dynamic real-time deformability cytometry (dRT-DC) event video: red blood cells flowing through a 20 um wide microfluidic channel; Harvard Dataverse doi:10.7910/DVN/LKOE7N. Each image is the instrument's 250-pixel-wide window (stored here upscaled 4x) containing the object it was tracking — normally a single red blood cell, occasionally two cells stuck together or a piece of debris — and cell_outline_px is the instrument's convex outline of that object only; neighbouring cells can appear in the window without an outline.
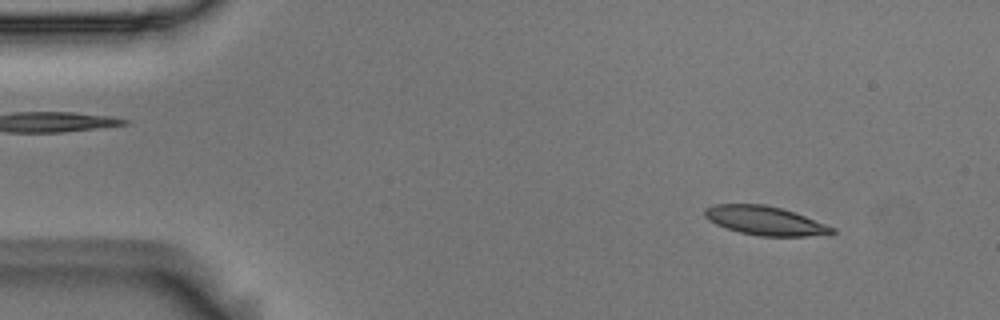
{"species": "Egyptian fruit bat (a non-hibernating species)", "species_latin": "Rousettus aegyptiacus", "temperature_condition": "room temperature", "stored_images_in_passage": 52, "camera_frame_rate_fps": 3000, "um_per_image_px": 0.085, "animal": {"sex": "male"}, "frame": {"image": 1, "passage_image": 3, "time_ms": 0.667, "image_size_px": [1000, 320], "cell_outline_px": [[836, 232], [804, 236], [760, 236], [740, 232], [716, 224], [708, 220], [704, 216], [704, 208], [712, 204], [764, 204], [780, 208], [804, 216], [836, 228]], "centroid_in_image_um": [64.97, 18.74], "position_along_channel_um": 20.0, "area_um2": 21.15}}
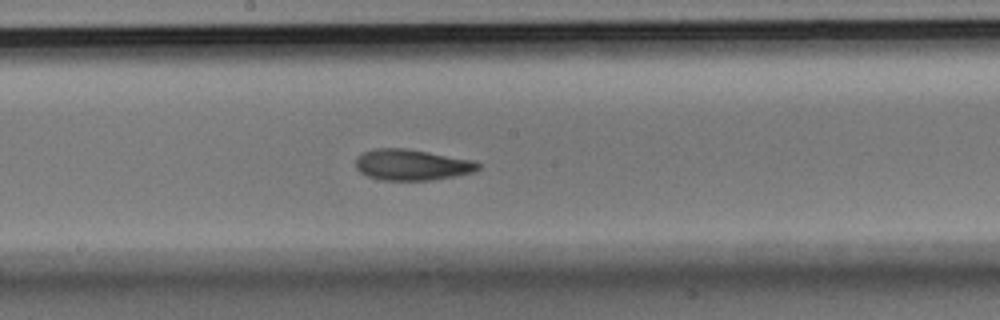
{"frame": {"image": 2, "passage_image": 26, "time_ms": 8.333, "image_size_px": [1000, 320], "cell_outline_px": [[480, 168], [476, 172], [432, 180], [380, 180], [368, 176], [360, 172], [356, 168], [356, 156], [364, 152], [376, 148], [404, 148], [428, 152], [472, 160], [480, 164]], "centroid_in_image_um": [35.0, 14.01], "position_along_channel_um": 213.2, "area_um2": 22.08}}
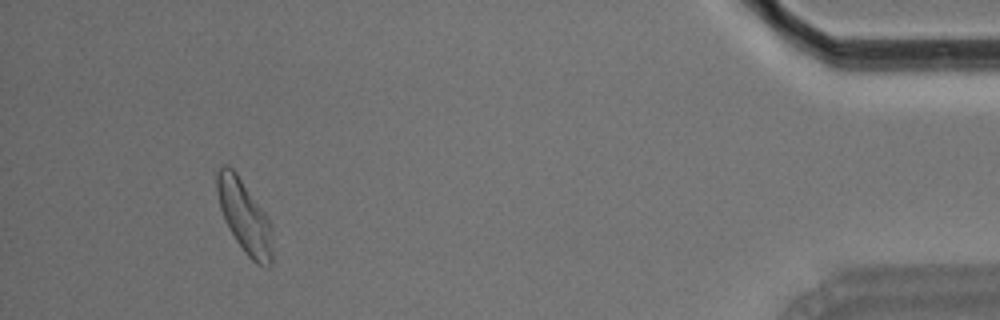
{"frame": {"image": 3, "passage_image": 48, "time_ms": 15.667, "image_size_px": [1000, 320], "cell_outline_px": [[272, 264], [268, 268], [256, 264], [244, 252], [228, 228], [224, 220], [220, 208], [216, 188], [216, 172], [224, 164], [228, 164], [236, 172], [264, 212], [272, 224]], "centroid_in_image_um": [20.78, 18.43], "position_along_channel_um": 414.4, "area_um2": 23.64}, "authors_computed_cell_mechanics": {"area_um2": 22.0796, "velocity_mm_per_s": 3.638, "shape_relaxation_time_tau1_ms": 3.8027, "shape_relaxation_time_tau2_ms": 2.6572, "deformation_change_tau1": 0.1515, "deformation_change_tau2": 0.0967}}